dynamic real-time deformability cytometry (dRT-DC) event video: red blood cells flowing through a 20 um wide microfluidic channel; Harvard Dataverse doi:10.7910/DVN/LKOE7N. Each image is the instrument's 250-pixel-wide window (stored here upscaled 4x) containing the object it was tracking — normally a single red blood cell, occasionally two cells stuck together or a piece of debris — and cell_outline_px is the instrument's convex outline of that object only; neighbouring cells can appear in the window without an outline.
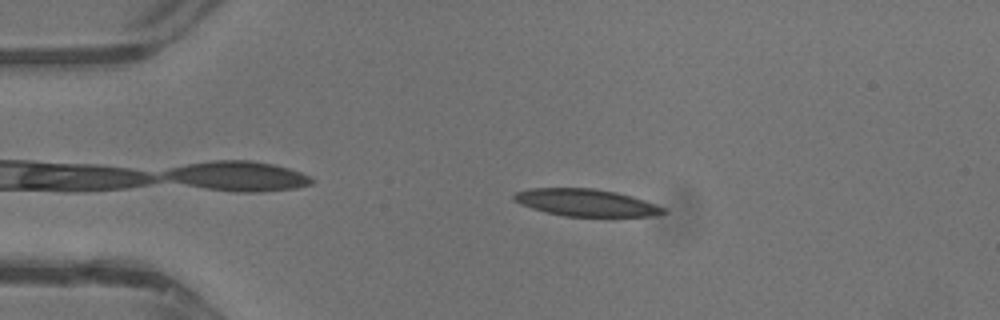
{"species": "common noctule bat (a hibernating species)", "species_latin": "Nyctalus noctula", "temperature_condition": "warm", "stored_images_in_passage": 39, "camera_frame_rate_fps": 3000, "um_per_image_px": 0.085, "animal": {"sex": "male", "body_mass_g": 13.3}, "frame": {"image": 1, "passage_image": 5, "time_ms": 1.333, "image_size_px": [1000, 320], "cell_outline_px": [[668, 212], [652, 216], [564, 216], [532, 208], [520, 204], [512, 200], [512, 196], [516, 192], [532, 188], [592, 188], [616, 192], [632, 196], [668, 208]], "centroid_in_image_um": [49.84, 17.22], "position_along_channel_um": 35.2, "area_um2": 23.64}}
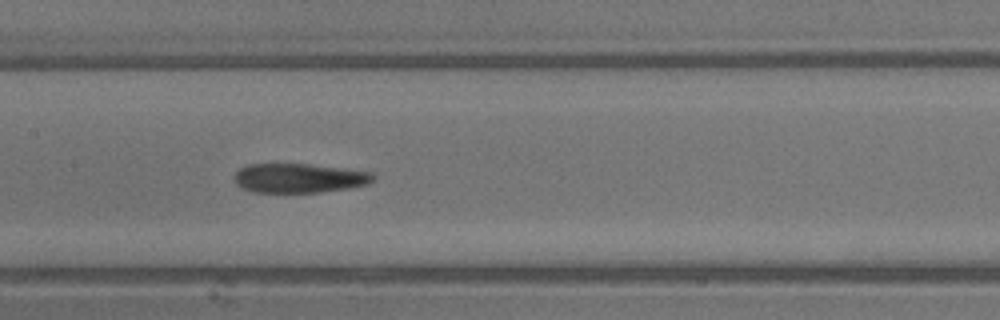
{"frame": {"image": 2, "passage_image": 17, "time_ms": 5.333, "image_size_px": [1000, 320], "cell_outline_px": [[376, 180], [368, 184], [348, 188], [320, 192], [252, 192], [240, 188], [236, 184], [236, 172], [240, 168], [248, 164], [308, 164], [344, 168], [372, 172], [376, 176]], "centroid_in_image_um": [25.46, 15.14], "position_along_channel_um": 181.9, "area_um2": 23.81}}
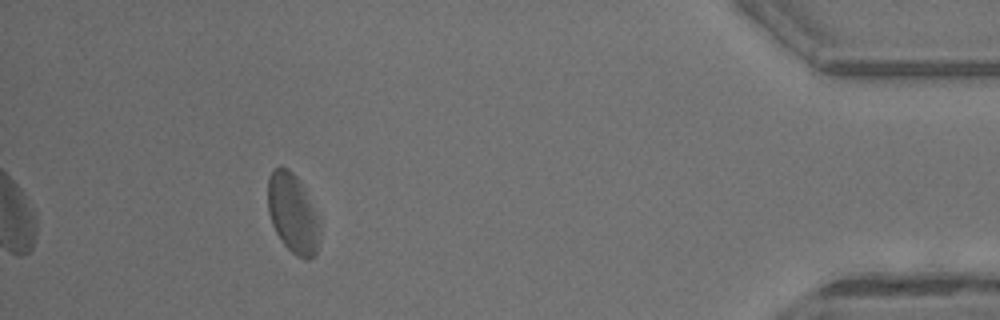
{"frame": {"image": 3, "passage_image": 35, "time_ms": 11.333, "image_size_px": [1000, 320], "cell_outline_px": [[320, 236], [316, 252], [308, 260], [304, 260], [296, 256], [280, 240], [272, 224], [268, 212], [268, 176], [276, 168], [288, 168], [300, 180], [316, 216]], "centroid_in_image_um": [24.86, 18.17], "position_along_channel_um": 410.3, "area_um2": 23.64}, "authors_computed_cell_mechanics": {"area_um2": 24.9118, "velocity_mm_per_s": 4.7789, "shape_relaxation_time_tau1_ms": 8.4651, "shape_relaxation_time_tau2_ms": 4.0564, "deformation_change_tau1": 0.188, "deformation_change_tau2": 0.1348}}